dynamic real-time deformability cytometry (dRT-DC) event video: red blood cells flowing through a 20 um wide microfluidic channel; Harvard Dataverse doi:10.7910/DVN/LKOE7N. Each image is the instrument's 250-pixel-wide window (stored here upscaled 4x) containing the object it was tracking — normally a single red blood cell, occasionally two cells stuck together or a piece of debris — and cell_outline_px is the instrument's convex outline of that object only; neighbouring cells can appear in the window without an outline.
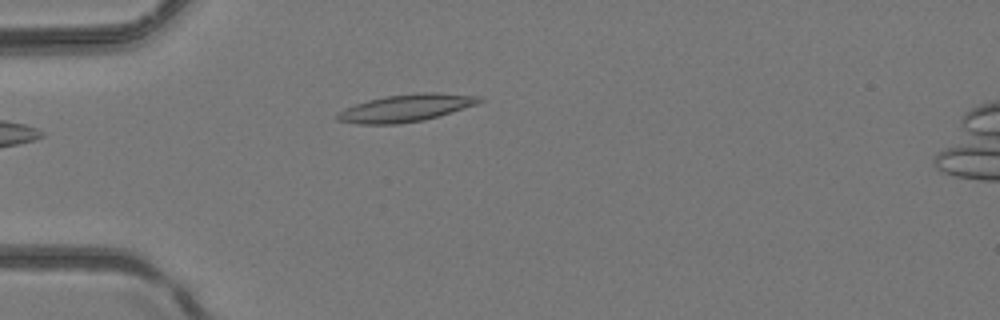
{"species": "common noctule bat (a hibernating species)", "species_latin": "Nyctalus noctula", "temperature_condition": "room temperature", "stored_images_in_passage": 2, "camera_frame_rate_fps": 3000, "um_per_image_px": 0.085, "animal": {"sex": "female", "body_mass_g": 24.6, "forearm_length_mm": 56.2}, "frame": {"image": 1, "passage_image": 2, "time_ms": 0.333, "image_size_px": [1000, 320], "cell_outline_px": [[484, 100], [480, 104], [424, 120], [400, 124], [356, 124], [336, 120], [336, 112], [344, 108], [368, 100], [384, 96], [420, 92], [436, 92], [480, 96]], "centroid_in_image_um": [34.51, 9.18], "position_along_channel_um": 50.5, "area_um2": 22.95}}